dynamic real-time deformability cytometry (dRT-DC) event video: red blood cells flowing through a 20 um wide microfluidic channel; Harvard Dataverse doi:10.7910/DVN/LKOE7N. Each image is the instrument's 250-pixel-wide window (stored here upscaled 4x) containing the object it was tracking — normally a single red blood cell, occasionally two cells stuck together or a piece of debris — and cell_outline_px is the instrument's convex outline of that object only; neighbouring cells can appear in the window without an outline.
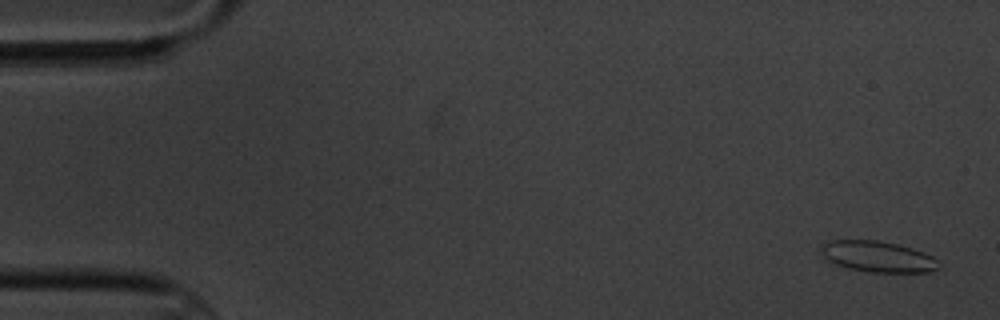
{"species": "common noctule bat (a hibernating species)", "species_latin": "Nyctalus noctula", "temperature_condition": "cold", "stored_images_in_passage": 5, "camera_frame_rate_fps": 3000, "um_per_image_px": 0.085, "animal": {"sex": "male", "body_mass_g": 20.1, "forearm_length_mm": 53.5}, "frame": {"image": 1, "passage_image": 1, "time_ms": 0.0, "image_size_px": [1000, 320], "cell_outline_px": [[936, 268], [932, 272], [868, 272], [848, 268], [824, 260], [820, 252], [820, 248], [828, 240], [876, 240], [900, 244], [924, 252], [932, 256], [936, 260]], "centroid_in_image_um": [74.55, 21.8], "position_along_channel_um": 10.5, "area_um2": 21.33}}
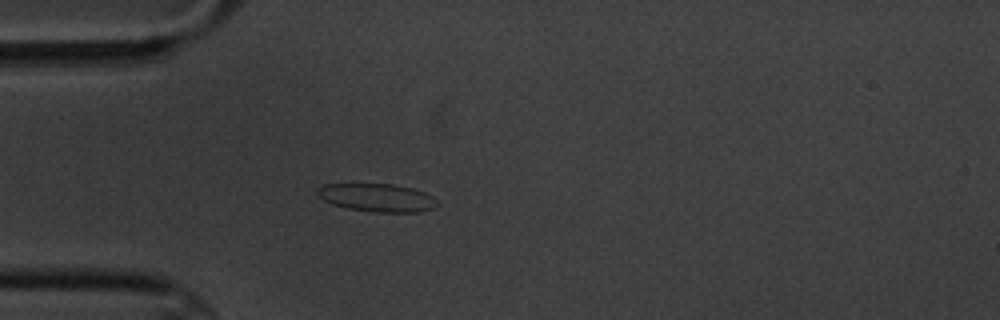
{"frame": {"image": 2, "passage_image": 5, "time_ms": 4.667, "image_size_px": [1000, 320], "cell_outline_px": [[440, 204], [432, 208], [420, 212], [372, 212], [348, 208], [332, 204], [316, 196], [316, 188], [324, 184], [392, 184], [412, 188], [424, 192], [432, 196]], "centroid_in_image_um": [32.03, 16.8], "position_along_channel_um": 53.0, "area_um2": 19.71}}